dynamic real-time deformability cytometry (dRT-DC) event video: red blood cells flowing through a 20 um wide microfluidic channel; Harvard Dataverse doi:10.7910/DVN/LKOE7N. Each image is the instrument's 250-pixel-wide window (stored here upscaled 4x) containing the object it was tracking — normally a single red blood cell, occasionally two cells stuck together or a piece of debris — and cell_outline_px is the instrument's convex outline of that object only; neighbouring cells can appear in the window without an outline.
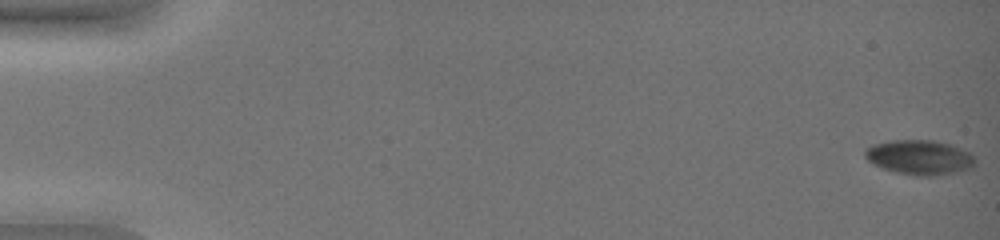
{"species": "common noctule bat (a hibernating species)", "species_latin": "Nyctalus noctula", "temperature_condition": "warm", "stored_images_in_passage": 53, "camera_frame_rate_fps": 3000, "um_per_image_px": 0.085, "animal": {"sex": "female", "body_mass_g": 19.0, "forearm_length_mm": 51.5}, "frame": {"image": 1, "passage_image": 1, "time_ms": 0.0, "image_size_px": [1000, 240], "cell_outline_px": [[976, 164], [972, 168], [956, 172], [932, 176], [920, 176], [896, 172], [872, 164], [864, 156], [864, 148], [872, 144], [892, 140], [932, 140], [948, 144], [960, 148], [968, 152], [976, 160]], "centroid_in_image_um": [78.14, 13.37], "position_along_channel_um": 6.9, "area_um2": 22.25}}
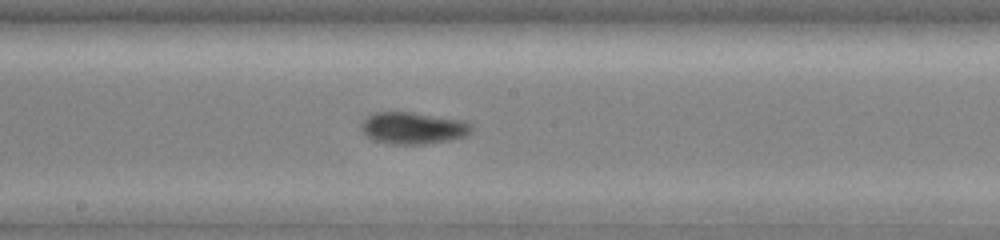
{"frame": {"image": 2, "passage_image": 32, "time_ms": 10.333, "image_size_px": [1000, 240], "cell_outline_px": [[472, 128], [464, 136], [448, 140], [424, 144], [388, 144], [372, 140], [360, 128], [360, 124], [372, 112], [412, 112], [464, 120], [472, 124]], "centroid_in_image_um": [35.07, 10.88], "position_along_channel_um": 213.1, "area_um2": 20.46}}
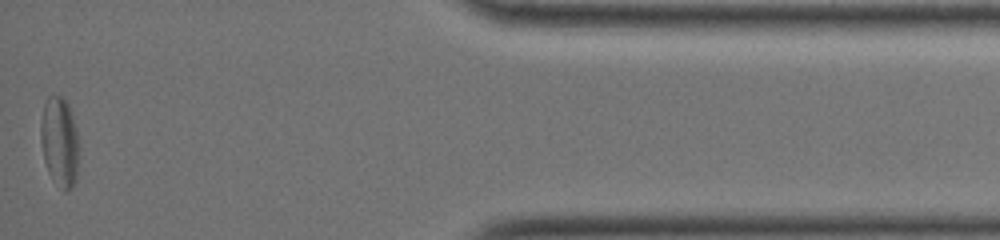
{"frame": {"image": 3, "passage_image": 53, "time_ms": 17.333, "image_size_px": [1000, 240], "cell_outline_px": [[80, 148], [76, 180], [72, 188], [68, 192], [64, 192], [48, 172], [44, 160], [40, 140], [40, 124], [44, 104], [48, 96], [64, 96], [72, 112], [76, 128]], "centroid_in_image_um": [5.09, 12.06], "position_along_channel_um": 430.1, "area_um2": 20.52}, "authors_computed_cell_mechanics": {"area_um2": 21.2126, "velocity_mm_per_s": 3.7466, "shape_relaxation_time_tau1_ms": null, "shape_relaxation_time_tau2_ms": 6.7648, "deformation_change_tau1": null, "deformation_change_tau2": 0.1081}}